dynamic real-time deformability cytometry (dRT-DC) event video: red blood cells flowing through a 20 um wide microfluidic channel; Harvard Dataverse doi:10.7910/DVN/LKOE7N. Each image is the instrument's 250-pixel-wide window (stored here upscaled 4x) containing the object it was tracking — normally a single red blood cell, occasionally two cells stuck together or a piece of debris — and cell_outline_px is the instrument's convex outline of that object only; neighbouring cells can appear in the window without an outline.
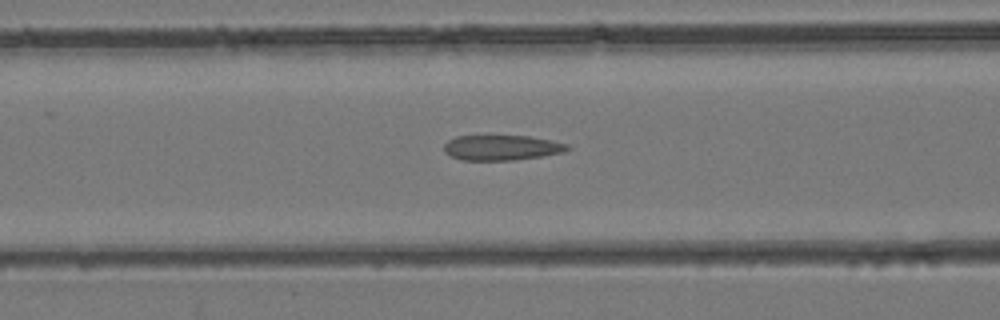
{"species": "common noctule bat (a hibernating species)", "species_latin": "Nyctalus noctula", "temperature_condition": "room temperature", "stored_images_in_passage": 33, "camera_frame_rate_fps": 3000, "um_per_image_px": 0.085, "animal": {"sex": "female", "body_mass_g": 24.6, "forearm_length_mm": 56.2}, "frame": {"image": 1, "passage_image": 10, "time_ms": 3.0, "image_size_px": [1000, 320], "cell_outline_px": [[572, 148], [564, 152], [540, 156], [512, 160], [460, 160], [444, 152], [444, 144], [448, 140], [456, 136], [528, 136], [552, 140], [568, 144]], "centroid_in_image_um": [42.65, 12.55], "position_along_channel_um": 124.0, "area_um2": 18.09}}
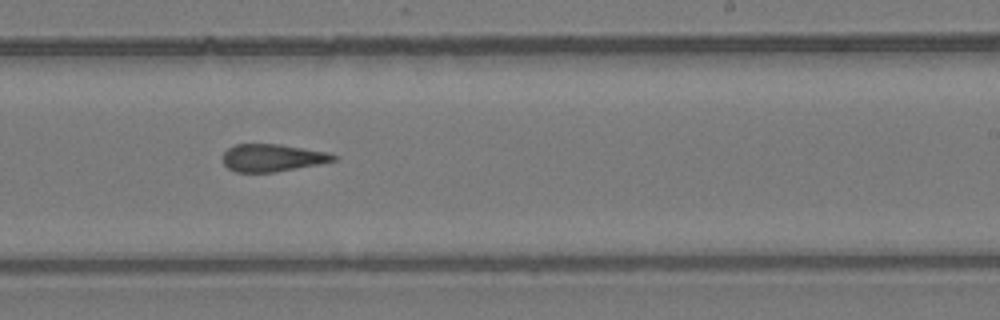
{"frame": {"image": 2, "passage_image": 19, "time_ms": 6.0, "image_size_px": [1000, 320], "cell_outline_px": [[336, 160], [320, 164], [272, 172], [236, 172], [228, 168], [224, 164], [224, 152], [228, 148], [236, 144], [280, 144], [328, 152], [336, 156]], "centroid_in_image_um": [23.15, 13.41], "position_along_channel_um": 265.8, "area_um2": 17.57}}
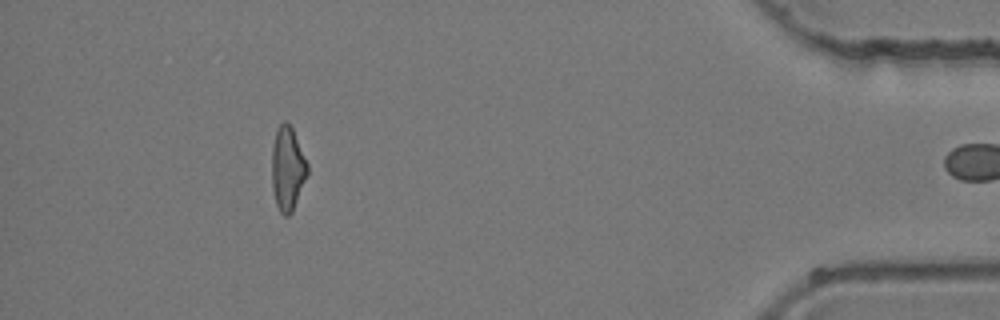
{"frame": {"image": 3, "passage_image": 32, "time_ms": 10.333, "image_size_px": [1000, 320], "cell_outline_px": [[308, 172], [292, 212], [288, 216], [284, 216], [280, 212], [276, 204], [272, 188], [272, 148], [276, 128], [284, 120], [288, 120], [292, 128], [308, 164]], "centroid_in_image_um": [24.43, 14.31], "position_along_channel_um": 410.8, "area_um2": 17.4}}